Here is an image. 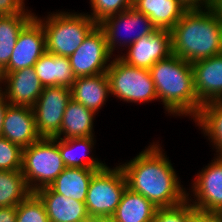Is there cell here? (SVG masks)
<instances>
[{
    "label": "cell",
    "instance_id": "cell-1",
    "mask_svg": "<svg viewBox=\"0 0 222 222\" xmlns=\"http://www.w3.org/2000/svg\"><path fill=\"white\" fill-rule=\"evenodd\" d=\"M156 143L119 165L130 190L143 195L157 208L173 207L183 203L188 192L180 185L176 170L159 141Z\"/></svg>",
    "mask_w": 222,
    "mask_h": 222
},
{
    "label": "cell",
    "instance_id": "cell-2",
    "mask_svg": "<svg viewBox=\"0 0 222 222\" xmlns=\"http://www.w3.org/2000/svg\"><path fill=\"white\" fill-rule=\"evenodd\" d=\"M170 32L172 54L189 63L222 53V21L210 8L187 10Z\"/></svg>",
    "mask_w": 222,
    "mask_h": 222
},
{
    "label": "cell",
    "instance_id": "cell-3",
    "mask_svg": "<svg viewBox=\"0 0 222 222\" xmlns=\"http://www.w3.org/2000/svg\"><path fill=\"white\" fill-rule=\"evenodd\" d=\"M149 71L157 99H161L167 113L173 116H191L194 120L203 104L195 93L192 63L171 54L156 62Z\"/></svg>",
    "mask_w": 222,
    "mask_h": 222
},
{
    "label": "cell",
    "instance_id": "cell-4",
    "mask_svg": "<svg viewBox=\"0 0 222 222\" xmlns=\"http://www.w3.org/2000/svg\"><path fill=\"white\" fill-rule=\"evenodd\" d=\"M46 36V52L70 57L98 25L88 13L53 12L47 18L34 15Z\"/></svg>",
    "mask_w": 222,
    "mask_h": 222
},
{
    "label": "cell",
    "instance_id": "cell-5",
    "mask_svg": "<svg viewBox=\"0 0 222 222\" xmlns=\"http://www.w3.org/2000/svg\"><path fill=\"white\" fill-rule=\"evenodd\" d=\"M65 168L56 137H41L22 149L21 172L32 193L49 187Z\"/></svg>",
    "mask_w": 222,
    "mask_h": 222
},
{
    "label": "cell",
    "instance_id": "cell-6",
    "mask_svg": "<svg viewBox=\"0 0 222 222\" xmlns=\"http://www.w3.org/2000/svg\"><path fill=\"white\" fill-rule=\"evenodd\" d=\"M127 187L120 165L113 169L107 165L96 171L89 184L85 205L94 222L109 220L120 203Z\"/></svg>",
    "mask_w": 222,
    "mask_h": 222
},
{
    "label": "cell",
    "instance_id": "cell-7",
    "mask_svg": "<svg viewBox=\"0 0 222 222\" xmlns=\"http://www.w3.org/2000/svg\"><path fill=\"white\" fill-rule=\"evenodd\" d=\"M111 96L125 102L145 103L158 100L148 69L130 66L118 56L111 60L107 70Z\"/></svg>",
    "mask_w": 222,
    "mask_h": 222
},
{
    "label": "cell",
    "instance_id": "cell-8",
    "mask_svg": "<svg viewBox=\"0 0 222 222\" xmlns=\"http://www.w3.org/2000/svg\"><path fill=\"white\" fill-rule=\"evenodd\" d=\"M194 179L191 191L193 195L187 193L192 206L200 213L222 215V156L213 158ZM189 194L194 196L193 201Z\"/></svg>",
    "mask_w": 222,
    "mask_h": 222
},
{
    "label": "cell",
    "instance_id": "cell-9",
    "mask_svg": "<svg viewBox=\"0 0 222 222\" xmlns=\"http://www.w3.org/2000/svg\"><path fill=\"white\" fill-rule=\"evenodd\" d=\"M112 54L107 47L104 31L97 25L82 44L69 57L71 68L77 77L106 73Z\"/></svg>",
    "mask_w": 222,
    "mask_h": 222
},
{
    "label": "cell",
    "instance_id": "cell-10",
    "mask_svg": "<svg viewBox=\"0 0 222 222\" xmlns=\"http://www.w3.org/2000/svg\"><path fill=\"white\" fill-rule=\"evenodd\" d=\"M71 99V89L68 87H44L32 107L36 128L41 137L54 138L60 132L63 115Z\"/></svg>",
    "mask_w": 222,
    "mask_h": 222
},
{
    "label": "cell",
    "instance_id": "cell-11",
    "mask_svg": "<svg viewBox=\"0 0 222 222\" xmlns=\"http://www.w3.org/2000/svg\"><path fill=\"white\" fill-rule=\"evenodd\" d=\"M139 25L141 26V28H139L140 31L137 30ZM98 26L104 31L107 47L112 55L114 50L118 49V46L121 48L124 46L125 48H128L136 40L143 36L150 35L157 30L151 19L144 13L138 12L134 7L116 15L107 17L105 20L100 22ZM121 27H123V29L127 32V38H123V36L119 38V30H121ZM134 30L138 32L136 33ZM131 32H133V34H131L133 36L129 35L128 38V33ZM116 47L117 49H115Z\"/></svg>",
    "mask_w": 222,
    "mask_h": 222
},
{
    "label": "cell",
    "instance_id": "cell-12",
    "mask_svg": "<svg viewBox=\"0 0 222 222\" xmlns=\"http://www.w3.org/2000/svg\"><path fill=\"white\" fill-rule=\"evenodd\" d=\"M126 51V54L118 55L122 61L130 66L149 70L156 62L172 54L171 32L157 29L136 40Z\"/></svg>",
    "mask_w": 222,
    "mask_h": 222
},
{
    "label": "cell",
    "instance_id": "cell-13",
    "mask_svg": "<svg viewBox=\"0 0 222 222\" xmlns=\"http://www.w3.org/2000/svg\"><path fill=\"white\" fill-rule=\"evenodd\" d=\"M45 52L46 36L44 29L41 23L33 17L19 32L11 58L3 72L33 67Z\"/></svg>",
    "mask_w": 222,
    "mask_h": 222
},
{
    "label": "cell",
    "instance_id": "cell-14",
    "mask_svg": "<svg viewBox=\"0 0 222 222\" xmlns=\"http://www.w3.org/2000/svg\"><path fill=\"white\" fill-rule=\"evenodd\" d=\"M43 89L33 67L0 74V91L11 105L33 107Z\"/></svg>",
    "mask_w": 222,
    "mask_h": 222
},
{
    "label": "cell",
    "instance_id": "cell-15",
    "mask_svg": "<svg viewBox=\"0 0 222 222\" xmlns=\"http://www.w3.org/2000/svg\"><path fill=\"white\" fill-rule=\"evenodd\" d=\"M1 137L22 149L41 138L38 134L32 107L9 105L7 107Z\"/></svg>",
    "mask_w": 222,
    "mask_h": 222
},
{
    "label": "cell",
    "instance_id": "cell-16",
    "mask_svg": "<svg viewBox=\"0 0 222 222\" xmlns=\"http://www.w3.org/2000/svg\"><path fill=\"white\" fill-rule=\"evenodd\" d=\"M194 89L202 103L222 101V53L192 63Z\"/></svg>",
    "mask_w": 222,
    "mask_h": 222
},
{
    "label": "cell",
    "instance_id": "cell-17",
    "mask_svg": "<svg viewBox=\"0 0 222 222\" xmlns=\"http://www.w3.org/2000/svg\"><path fill=\"white\" fill-rule=\"evenodd\" d=\"M35 194L43 202L50 222H94L85 202L56 193L50 186L39 189Z\"/></svg>",
    "mask_w": 222,
    "mask_h": 222
},
{
    "label": "cell",
    "instance_id": "cell-18",
    "mask_svg": "<svg viewBox=\"0 0 222 222\" xmlns=\"http://www.w3.org/2000/svg\"><path fill=\"white\" fill-rule=\"evenodd\" d=\"M71 98L97 113L110 96L107 73L95 76L77 77L71 86ZM107 98V99H106Z\"/></svg>",
    "mask_w": 222,
    "mask_h": 222
},
{
    "label": "cell",
    "instance_id": "cell-19",
    "mask_svg": "<svg viewBox=\"0 0 222 222\" xmlns=\"http://www.w3.org/2000/svg\"><path fill=\"white\" fill-rule=\"evenodd\" d=\"M33 68L44 87L63 86L71 88L76 80L69 57L45 52Z\"/></svg>",
    "mask_w": 222,
    "mask_h": 222
},
{
    "label": "cell",
    "instance_id": "cell-20",
    "mask_svg": "<svg viewBox=\"0 0 222 222\" xmlns=\"http://www.w3.org/2000/svg\"><path fill=\"white\" fill-rule=\"evenodd\" d=\"M133 7L148 16L157 29L169 31L187 11L180 0H136Z\"/></svg>",
    "mask_w": 222,
    "mask_h": 222
},
{
    "label": "cell",
    "instance_id": "cell-21",
    "mask_svg": "<svg viewBox=\"0 0 222 222\" xmlns=\"http://www.w3.org/2000/svg\"><path fill=\"white\" fill-rule=\"evenodd\" d=\"M96 113L71 99L65 109L58 139L94 136L93 121ZM63 137H62V136Z\"/></svg>",
    "mask_w": 222,
    "mask_h": 222
},
{
    "label": "cell",
    "instance_id": "cell-22",
    "mask_svg": "<svg viewBox=\"0 0 222 222\" xmlns=\"http://www.w3.org/2000/svg\"><path fill=\"white\" fill-rule=\"evenodd\" d=\"M157 207L143 195L130 190H124L120 203L110 222H152Z\"/></svg>",
    "mask_w": 222,
    "mask_h": 222
},
{
    "label": "cell",
    "instance_id": "cell-23",
    "mask_svg": "<svg viewBox=\"0 0 222 222\" xmlns=\"http://www.w3.org/2000/svg\"><path fill=\"white\" fill-rule=\"evenodd\" d=\"M94 141H96L94 140V136L59 139V151L65 166L71 168H90L97 171L105 167L106 164L98 158H94L93 153L90 156L93 150L92 148L95 146ZM78 147L80 148V151L83 150L81 152L84 153L80 154V151V153H77L78 150L75 148Z\"/></svg>",
    "mask_w": 222,
    "mask_h": 222
},
{
    "label": "cell",
    "instance_id": "cell-24",
    "mask_svg": "<svg viewBox=\"0 0 222 222\" xmlns=\"http://www.w3.org/2000/svg\"><path fill=\"white\" fill-rule=\"evenodd\" d=\"M97 170L90 168L66 167L50 185L59 194L67 198L85 202L90 181Z\"/></svg>",
    "mask_w": 222,
    "mask_h": 222
},
{
    "label": "cell",
    "instance_id": "cell-25",
    "mask_svg": "<svg viewBox=\"0 0 222 222\" xmlns=\"http://www.w3.org/2000/svg\"><path fill=\"white\" fill-rule=\"evenodd\" d=\"M34 15H0V74L7 68L19 32Z\"/></svg>",
    "mask_w": 222,
    "mask_h": 222
},
{
    "label": "cell",
    "instance_id": "cell-26",
    "mask_svg": "<svg viewBox=\"0 0 222 222\" xmlns=\"http://www.w3.org/2000/svg\"><path fill=\"white\" fill-rule=\"evenodd\" d=\"M195 123L222 156V101H211L202 105Z\"/></svg>",
    "mask_w": 222,
    "mask_h": 222
},
{
    "label": "cell",
    "instance_id": "cell-27",
    "mask_svg": "<svg viewBox=\"0 0 222 222\" xmlns=\"http://www.w3.org/2000/svg\"><path fill=\"white\" fill-rule=\"evenodd\" d=\"M31 193L21 170H0V207H16Z\"/></svg>",
    "mask_w": 222,
    "mask_h": 222
},
{
    "label": "cell",
    "instance_id": "cell-28",
    "mask_svg": "<svg viewBox=\"0 0 222 222\" xmlns=\"http://www.w3.org/2000/svg\"><path fill=\"white\" fill-rule=\"evenodd\" d=\"M16 222H50L43 202L35 193L16 206Z\"/></svg>",
    "mask_w": 222,
    "mask_h": 222
},
{
    "label": "cell",
    "instance_id": "cell-29",
    "mask_svg": "<svg viewBox=\"0 0 222 222\" xmlns=\"http://www.w3.org/2000/svg\"><path fill=\"white\" fill-rule=\"evenodd\" d=\"M92 13L88 14L97 24L107 17L121 13L131 7V0H90Z\"/></svg>",
    "mask_w": 222,
    "mask_h": 222
},
{
    "label": "cell",
    "instance_id": "cell-30",
    "mask_svg": "<svg viewBox=\"0 0 222 222\" xmlns=\"http://www.w3.org/2000/svg\"><path fill=\"white\" fill-rule=\"evenodd\" d=\"M197 212L191 202L186 199L183 203L173 207L157 208L152 222H190Z\"/></svg>",
    "mask_w": 222,
    "mask_h": 222
},
{
    "label": "cell",
    "instance_id": "cell-31",
    "mask_svg": "<svg viewBox=\"0 0 222 222\" xmlns=\"http://www.w3.org/2000/svg\"><path fill=\"white\" fill-rule=\"evenodd\" d=\"M22 168V148L0 137V170L16 171Z\"/></svg>",
    "mask_w": 222,
    "mask_h": 222
},
{
    "label": "cell",
    "instance_id": "cell-32",
    "mask_svg": "<svg viewBox=\"0 0 222 222\" xmlns=\"http://www.w3.org/2000/svg\"><path fill=\"white\" fill-rule=\"evenodd\" d=\"M25 0H0V15L34 14L25 9Z\"/></svg>",
    "mask_w": 222,
    "mask_h": 222
},
{
    "label": "cell",
    "instance_id": "cell-33",
    "mask_svg": "<svg viewBox=\"0 0 222 222\" xmlns=\"http://www.w3.org/2000/svg\"><path fill=\"white\" fill-rule=\"evenodd\" d=\"M190 222H222V215L196 212Z\"/></svg>",
    "mask_w": 222,
    "mask_h": 222
},
{
    "label": "cell",
    "instance_id": "cell-34",
    "mask_svg": "<svg viewBox=\"0 0 222 222\" xmlns=\"http://www.w3.org/2000/svg\"><path fill=\"white\" fill-rule=\"evenodd\" d=\"M181 3L187 8L191 9H207L210 8L212 0H180Z\"/></svg>",
    "mask_w": 222,
    "mask_h": 222
},
{
    "label": "cell",
    "instance_id": "cell-35",
    "mask_svg": "<svg viewBox=\"0 0 222 222\" xmlns=\"http://www.w3.org/2000/svg\"><path fill=\"white\" fill-rule=\"evenodd\" d=\"M0 222H16V207H0Z\"/></svg>",
    "mask_w": 222,
    "mask_h": 222
},
{
    "label": "cell",
    "instance_id": "cell-36",
    "mask_svg": "<svg viewBox=\"0 0 222 222\" xmlns=\"http://www.w3.org/2000/svg\"><path fill=\"white\" fill-rule=\"evenodd\" d=\"M9 105L10 103L7 101L6 96L0 91V137L2 135L4 116Z\"/></svg>",
    "mask_w": 222,
    "mask_h": 222
},
{
    "label": "cell",
    "instance_id": "cell-37",
    "mask_svg": "<svg viewBox=\"0 0 222 222\" xmlns=\"http://www.w3.org/2000/svg\"><path fill=\"white\" fill-rule=\"evenodd\" d=\"M210 9L222 21V0H212Z\"/></svg>",
    "mask_w": 222,
    "mask_h": 222
},
{
    "label": "cell",
    "instance_id": "cell-38",
    "mask_svg": "<svg viewBox=\"0 0 222 222\" xmlns=\"http://www.w3.org/2000/svg\"><path fill=\"white\" fill-rule=\"evenodd\" d=\"M99 222H110L109 220L99 221Z\"/></svg>",
    "mask_w": 222,
    "mask_h": 222
}]
</instances>
